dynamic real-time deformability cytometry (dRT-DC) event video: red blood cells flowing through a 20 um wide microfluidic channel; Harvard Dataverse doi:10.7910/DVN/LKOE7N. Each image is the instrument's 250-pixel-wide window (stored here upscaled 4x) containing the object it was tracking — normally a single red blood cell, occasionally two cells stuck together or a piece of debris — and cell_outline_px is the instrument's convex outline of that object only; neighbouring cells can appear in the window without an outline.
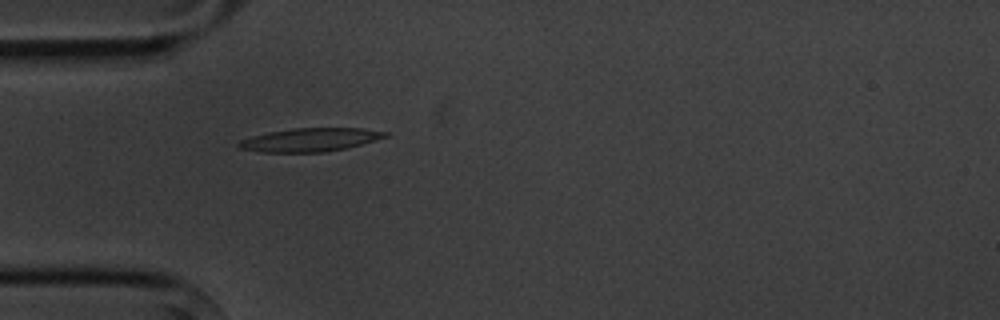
{"species": "common noctule bat (a hibernating species)", "species_latin": "Nyctalus noctula", "temperature_condition": "cold", "stored_images_in_passage": 5, "camera_frame_rate_fps": 3000, "um_per_image_px": 0.085, "animal": {"sex": "male", "body_mass_g": 20.1, "forearm_length_mm": 53.5}, "frame": {"image": 1, "passage_image": 5, "time_ms": 4.667, "image_size_px": [1000, 320], "cell_outline_px": [[392, 136], [344, 148], [324, 152], [260, 152], [240, 148], [236, 144], [240, 140], [252, 136], [268, 132], [292, 128], [360, 128], [388, 132]], "centroid_in_image_um": [26.37, 11.87], "position_along_channel_um": 58.6, "area_um2": 19.94}}